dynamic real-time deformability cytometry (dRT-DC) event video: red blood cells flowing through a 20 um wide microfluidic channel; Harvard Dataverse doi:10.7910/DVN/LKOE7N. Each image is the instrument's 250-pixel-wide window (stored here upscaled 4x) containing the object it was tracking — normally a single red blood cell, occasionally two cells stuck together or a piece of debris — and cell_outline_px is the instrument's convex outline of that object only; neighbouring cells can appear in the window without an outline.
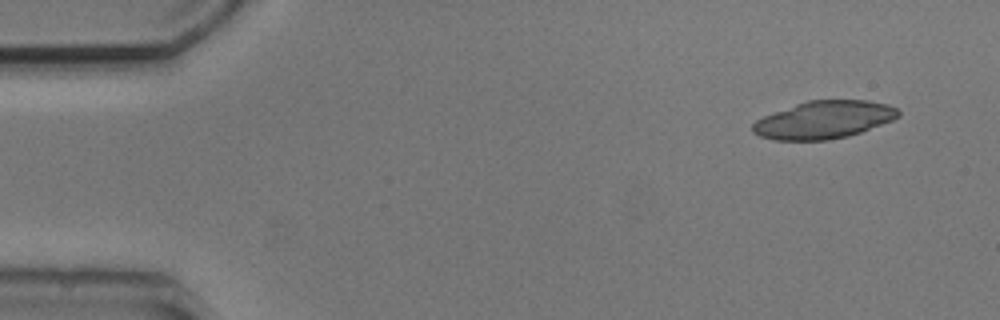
{"species": "common noctule bat (a hibernating species)", "species_latin": "Nyctalus noctula", "temperature_condition": "cold", "stored_images_in_passage": 3, "camera_frame_rate_fps": 3000, "um_per_image_px": 0.085, "animal": {"sex": "male", "body_mass_g": 20.5, "forearm_length_mm": 52.5}, "frame": {"image": 1, "passage_image": 1, "time_ms": 0.0, "image_size_px": [1000, 320], "cell_outline_px": [[900, 116], [892, 120], [860, 132], [848, 136], [828, 140], [776, 140], [760, 136], [752, 132], [752, 124], [756, 120], [764, 116], [796, 104], [808, 100], [868, 100], [888, 104], [896, 108], [900, 112]], "centroid_in_image_um": [70.03, 10.18], "position_along_channel_um": 15.0, "area_um2": 31.79}}